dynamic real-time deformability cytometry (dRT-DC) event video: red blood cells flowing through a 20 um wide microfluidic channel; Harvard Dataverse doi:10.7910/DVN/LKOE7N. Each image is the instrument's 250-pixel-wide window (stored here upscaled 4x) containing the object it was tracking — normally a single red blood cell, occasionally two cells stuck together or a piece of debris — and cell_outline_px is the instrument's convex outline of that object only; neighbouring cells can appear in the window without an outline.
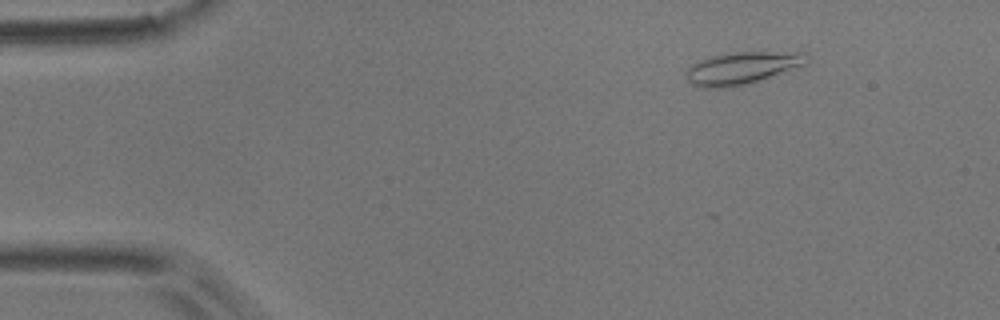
{"species": "common noctule bat (a hibernating species)", "species_latin": "Nyctalus noctula", "temperature_condition": "room temperature", "stored_images_in_passage": 5, "camera_frame_rate_fps": 3000, "um_per_image_px": 0.085, "animal": {"sex": "male", "body_mass_g": 17.9}, "frame": {"image": 1, "passage_image": 5, "time_ms": 5.333, "image_size_px": [1000, 320], "cell_outline_px": [[808, 64], [744, 84], [728, 88], [700, 88], [692, 84], [688, 80], [688, 68], [692, 64], [700, 60], [712, 56], [736, 52], [808, 52]], "centroid_in_image_um": [63.1, 5.77], "position_along_channel_um": 21.9, "area_um2": 22.37}}